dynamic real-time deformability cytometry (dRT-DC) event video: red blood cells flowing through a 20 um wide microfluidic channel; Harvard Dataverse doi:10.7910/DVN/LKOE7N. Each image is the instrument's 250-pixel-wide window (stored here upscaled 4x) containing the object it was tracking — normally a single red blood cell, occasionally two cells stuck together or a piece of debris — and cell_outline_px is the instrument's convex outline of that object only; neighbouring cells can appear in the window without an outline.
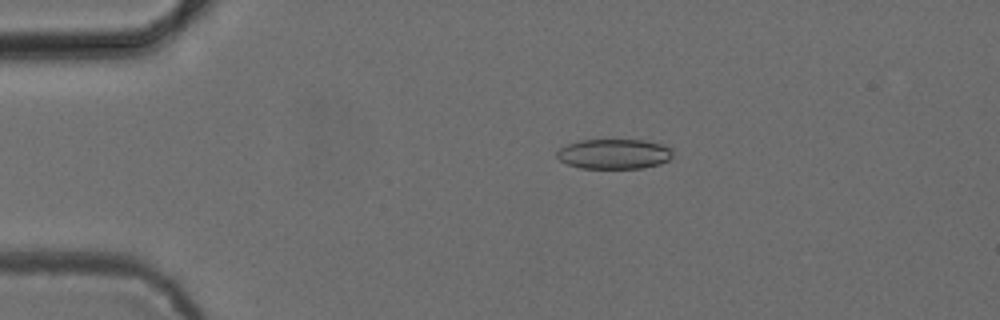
{"species": "common noctule bat (a hibernating species)", "species_latin": "Nyctalus noctula", "temperature_condition": "cold", "stored_images_in_passage": 15, "camera_frame_rate_fps": 3000, "um_per_image_px": 0.085, "animal": {"sex": "female", "body_mass_g": 24.6, "forearm_length_mm": 56.2}, "frame": {"image": 1, "passage_image": 11, "time_ms": 3.333, "image_size_px": [1000, 320], "cell_outline_px": [[672, 156], [668, 160], [660, 164], [644, 168], [580, 168], [568, 164], [560, 160], [556, 156], [556, 152], [560, 148], [568, 144], [580, 140], [644, 140], [660, 144], [672, 148]], "centroid_in_image_um": [52.2, 13.09], "position_along_channel_um": 32.8, "area_um2": 20.23}}